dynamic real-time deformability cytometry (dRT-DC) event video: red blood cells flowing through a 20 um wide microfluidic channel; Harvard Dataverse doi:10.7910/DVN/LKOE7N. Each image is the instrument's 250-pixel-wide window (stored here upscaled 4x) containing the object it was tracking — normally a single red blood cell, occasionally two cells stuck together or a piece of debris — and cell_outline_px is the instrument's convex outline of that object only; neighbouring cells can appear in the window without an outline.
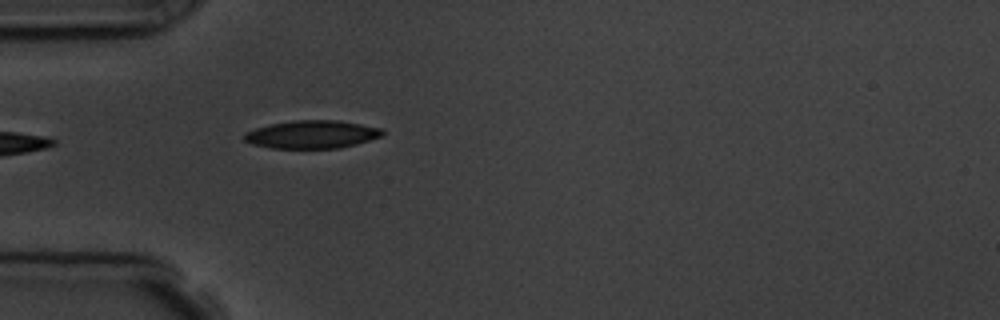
{"species": "common noctule bat (a hibernating species)", "species_latin": "Nyctalus noctula", "temperature_condition": "room temperature", "stored_images_in_passage": 5, "camera_frame_rate_fps": 3000, "um_per_image_px": 0.085, "animal": {"sex": "male", "body_mass_g": 19.5, "forearm_length_mm": 54.6}, "frame": {"image": 1, "passage_image": 5, "time_ms": 5.333, "image_size_px": [1000, 320], "cell_outline_px": [[384, 132], [380, 136], [356, 144], [340, 148], [268, 148], [252, 144], [244, 140], [244, 136], [248, 132], [256, 128], [272, 124], [292, 120], [340, 120], [380, 128]], "centroid_in_image_um": [26.5, 11.42], "position_along_channel_um": 58.5, "area_um2": 22.31}}